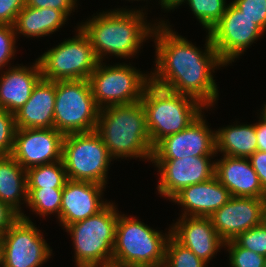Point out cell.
<instances>
[{"mask_svg": "<svg viewBox=\"0 0 266 267\" xmlns=\"http://www.w3.org/2000/svg\"><path fill=\"white\" fill-rule=\"evenodd\" d=\"M33 64L3 71L0 77V109L14 114L31 97L33 88L42 78L38 60Z\"/></svg>", "mask_w": 266, "mask_h": 267, "instance_id": "7402d4cb", "label": "cell"}, {"mask_svg": "<svg viewBox=\"0 0 266 267\" xmlns=\"http://www.w3.org/2000/svg\"><path fill=\"white\" fill-rule=\"evenodd\" d=\"M232 267H264L266 257L240 247L234 240L225 242Z\"/></svg>", "mask_w": 266, "mask_h": 267, "instance_id": "f546056e", "label": "cell"}, {"mask_svg": "<svg viewBox=\"0 0 266 267\" xmlns=\"http://www.w3.org/2000/svg\"><path fill=\"white\" fill-rule=\"evenodd\" d=\"M77 32L76 36L49 49L37 59L42 78L51 81L89 79L99 60L79 25Z\"/></svg>", "mask_w": 266, "mask_h": 267, "instance_id": "9c48e42d", "label": "cell"}, {"mask_svg": "<svg viewBox=\"0 0 266 267\" xmlns=\"http://www.w3.org/2000/svg\"><path fill=\"white\" fill-rule=\"evenodd\" d=\"M16 130L14 114L0 109V155H11Z\"/></svg>", "mask_w": 266, "mask_h": 267, "instance_id": "1f68e13d", "label": "cell"}, {"mask_svg": "<svg viewBox=\"0 0 266 267\" xmlns=\"http://www.w3.org/2000/svg\"><path fill=\"white\" fill-rule=\"evenodd\" d=\"M261 114L260 117L266 122V104H264L263 110H261Z\"/></svg>", "mask_w": 266, "mask_h": 267, "instance_id": "60d3db41", "label": "cell"}, {"mask_svg": "<svg viewBox=\"0 0 266 267\" xmlns=\"http://www.w3.org/2000/svg\"><path fill=\"white\" fill-rule=\"evenodd\" d=\"M262 224L266 227V205H265L264 210H263Z\"/></svg>", "mask_w": 266, "mask_h": 267, "instance_id": "b9f144b4", "label": "cell"}, {"mask_svg": "<svg viewBox=\"0 0 266 267\" xmlns=\"http://www.w3.org/2000/svg\"><path fill=\"white\" fill-rule=\"evenodd\" d=\"M162 22V23H161ZM155 24L156 64L151 82L159 87L189 96L209 108L218 100V87L212 72L225 64L213 47L210 35L201 51L185 37L171 30L165 21ZM157 25V26H156Z\"/></svg>", "mask_w": 266, "mask_h": 267, "instance_id": "6da1fadb", "label": "cell"}, {"mask_svg": "<svg viewBox=\"0 0 266 267\" xmlns=\"http://www.w3.org/2000/svg\"><path fill=\"white\" fill-rule=\"evenodd\" d=\"M232 3L254 24L266 31V0H234Z\"/></svg>", "mask_w": 266, "mask_h": 267, "instance_id": "d6a6232c", "label": "cell"}, {"mask_svg": "<svg viewBox=\"0 0 266 267\" xmlns=\"http://www.w3.org/2000/svg\"><path fill=\"white\" fill-rule=\"evenodd\" d=\"M203 118L201 114L184 130L161 139L153 148L152 159L216 156L215 132Z\"/></svg>", "mask_w": 266, "mask_h": 267, "instance_id": "9a60e30c", "label": "cell"}, {"mask_svg": "<svg viewBox=\"0 0 266 267\" xmlns=\"http://www.w3.org/2000/svg\"><path fill=\"white\" fill-rule=\"evenodd\" d=\"M216 152L249 158L257 151L256 123L223 127L215 131Z\"/></svg>", "mask_w": 266, "mask_h": 267, "instance_id": "d4e9b609", "label": "cell"}, {"mask_svg": "<svg viewBox=\"0 0 266 267\" xmlns=\"http://www.w3.org/2000/svg\"><path fill=\"white\" fill-rule=\"evenodd\" d=\"M96 131L112 159H152L153 146L141 101L100 109Z\"/></svg>", "mask_w": 266, "mask_h": 267, "instance_id": "3957f363", "label": "cell"}, {"mask_svg": "<svg viewBox=\"0 0 266 267\" xmlns=\"http://www.w3.org/2000/svg\"><path fill=\"white\" fill-rule=\"evenodd\" d=\"M159 4L161 7L166 9L167 11L176 9L179 5H181L183 2L185 3V0H159Z\"/></svg>", "mask_w": 266, "mask_h": 267, "instance_id": "ab89813d", "label": "cell"}, {"mask_svg": "<svg viewBox=\"0 0 266 267\" xmlns=\"http://www.w3.org/2000/svg\"><path fill=\"white\" fill-rule=\"evenodd\" d=\"M223 156L215 161V176L230 195L266 199V191L249 158Z\"/></svg>", "mask_w": 266, "mask_h": 267, "instance_id": "d6986e66", "label": "cell"}, {"mask_svg": "<svg viewBox=\"0 0 266 267\" xmlns=\"http://www.w3.org/2000/svg\"><path fill=\"white\" fill-rule=\"evenodd\" d=\"M100 108L89 80L56 81L54 128L65 134L94 131Z\"/></svg>", "mask_w": 266, "mask_h": 267, "instance_id": "ba28073f", "label": "cell"}, {"mask_svg": "<svg viewBox=\"0 0 266 267\" xmlns=\"http://www.w3.org/2000/svg\"><path fill=\"white\" fill-rule=\"evenodd\" d=\"M234 241L240 247L266 257V227L263 224L240 233Z\"/></svg>", "mask_w": 266, "mask_h": 267, "instance_id": "4dcf8cb0", "label": "cell"}, {"mask_svg": "<svg viewBox=\"0 0 266 267\" xmlns=\"http://www.w3.org/2000/svg\"><path fill=\"white\" fill-rule=\"evenodd\" d=\"M67 21V16L52 8H31L25 6L17 15L14 23L16 34L25 37H43L58 31Z\"/></svg>", "mask_w": 266, "mask_h": 267, "instance_id": "603a6c76", "label": "cell"}, {"mask_svg": "<svg viewBox=\"0 0 266 267\" xmlns=\"http://www.w3.org/2000/svg\"><path fill=\"white\" fill-rule=\"evenodd\" d=\"M21 198L27 203L26 170L11 155H0V201L21 216Z\"/></svg>", "mask_w": 266, "mask_h": 267, "instance_id": "cb8c5ba5", "label": "cell"}, {"mask_svg": "<svg viewBox=\"0 0 266 267\" xmlns=\"http://www.w3.org/2000/svg\"><path fill=\"white\" fill-rule=\"evenodd\" d=\"M231 195L216 176L182 188L170 200L184 208L182 216L209 217L228 202Z\"/></svg>", "mask_w": 266, "mask_h": 267, "instance_id": "ffe728a7", "label": "cell"}, {"mask_svg": "<svg viewBox=\"0 0 266 267\" xmlns=\"http://www.w3.org/2000/svg\"><path fill=\"white\" fill-rule=\"evenodd\" d=\"M124 9L103 11L79 26L99 61L103 62L107 53L120 59L133 57L145 39L152 37L155 25L145 22L143 10Z\"/></svg>", "mask_w": 266, "mask_h": 267, "instance_id": "7a4b0ae2", "label": "cell"}, {"mask_svg": "<svg viewBox=\"0 0 266 267\" xmlns=\"http://www.w3.org/2000/svg\"><path fill=\"white\" fill-rule=\"evenodd\" d=\"M63 188H27V205L39 216L57 213L60 217Z\"/></svg>", "mask_w": 266, "mask_h": 267, "instance_id": "4316f807", "label": "cell"}, {"mask_svg": "<svg viewBox=\"0 0 266 267\" xmlns=\"http://www.w3.org/2000/svg\"><path fill=\"white\" fill-rule=\"evenodd\" d=\"M111 161L107 147L96 130L64 135L62 162L69 180L105 186Z\"/></svg>", "mask_w": 266, "mask_h": 267, "instance_id": "52a82bcc", "label": "cell"}, {"mask_svg": "<svg viewBox=\"0 0 266 267\" xmlns=\"http://www.w3.org/2000/svg\"><path fill=\"white\" fill-rule=\"evenodd\" d=\"M24 213L0 236L1 267H40L52 254L43 234Z\"/></svg>", "mask_w": 266, "mask_h": 267, "instance_id": "8fae6325", "label": "cell"}, {"mask_svg": "<svg viewBox=\"0 0 266 267\" xmlns=\"http://www.w3.org/2000/svg\"><path fill=\"white\" fill-rule=\"evenodd\" d=\"M213 156H187L179 159H151L159 170L158 193L171 199L182 188L205 182L215 176ZM212 162V163H211Z\"/></svg>", "mask_w": 266, "mask_h": 267, "instance_id": "4fadbf2b", "label": "cell"}, {"mask_svg": "<svg viewBox=\"0 0 266 267\" xmlns=\"http://www.w3.org/2000/svg\"><path fill=\"white\" fill-rule=\"evenodd\" d=\"M194 16L209 32L221 19L227 8L226 0H185Z\"/></svg>", "mask_w": 266, "mask_h": 267, "instance_id": "83f0119b", "label": "cell"}, {"mask_svg": "<svg viewBox=\"0 0 266 267\" xmlns=\"http://www.w3.org/2000/svg\"><path fill=\"white\" fill-rule=\"evenodd\" d=\"M17 35L13 25H0V70L15 55Z\"/></svg>", "mask_w": 266, "mask_h": 267, "instance_id": "836d02e7", "label": "cell"}, {"mask_svg": "<svg viewBox=\"0 0 266 267\" xmlns=\"http://www.w3.org/2000/svg\"><path fill=\"white\" fill-rule=\"evenodd\" d=\"M256 123L257 150L266 152V122L259 117Z\"/></svg>", "mask_w": 266, "mask_h": 267, "instance_id": "f35d334b", "label": "cell"}, {"mask_svg": "<svg viewBox=\"0 0 266 267\" xmlns=\"http://www.w3.org/2000/svg\"><path fill=\"white\" fill-rule=\"evenodd\" d=\"M56 81L41 78L31 97L14 113L17 128H54Z\"/></svg>", "mask_w": 266, "mask_h": 267, "instance_id": "44dd1931", "label": "cell"}, {"mask_svg": "<svg viewBox=\"0 0 266 267\" xmlns=\"http://www.w3.org/2000/svg\"><path fill=\"white\" fill-rule=\"evenodd\" d=\"M206 264L208 263L178 243L172 236L168 238L163 267H205Z\"/></svg>", "mask_w": 266, "mask_h": 267, "instance_id": "f1b7e54d", "label": "cell"}, {"mask_svg": "<svg viewBox=\"0 0 266 267\" xmlns=\"http://www.w3.org/2000/svg\"><path fill=\"white\" fill-rule=\"evenodd\" d=\"M168 233L163 235L135 217L119 214L112 267H163L171 230Z\"/></svg>", "mask_w": 266, "mask_h": 267, "instance_id": "5b68a950", "label": "cell"}, {"mask_svg": "<svg viewBox=\"0 0 266 267\" xmlns=\"http://www.w3.org/2000/svg\"><path fill=\"white\" fill-rule=\"evenodd\" d=\"M249 160L263 189L266 191V152L257 150L249 157Z\"/></svg>", "mask_w": 266, "mask_h": 267, "instance_id": "74e56055", "label": "cell"}, {"mask_svg": "<svg viewBox=\"0 0 266 267\" xmlns=\"http://www.w3.org/2000/svg\"><path fill=\"white\" fill-rule=\"evenodd\" d=\"M140 101L153 147L164 137L184 130L206 109L199 101L152 82L146 86Z\"/></svg>", "mask_w": 266, "mask_h": 267, "instance_id": "277c9868", "label": "cell"}, {"mask_svg": "<svg viewBox=\"0 0 266 267\" xmlns=\"http://www.w3.org/2000/svg\"><path fill=\"white\" fill-rule=\"evenodd\" d=\"M20 218V215L8 204L0 201V236Z\"/></svg>", "mask_w": 266, "mask_h": 267, "instance_id": "8d00e7d4", "label": "cell"}, {"mask_svg": "<svg viewBox=\"0 0 266 267\" xmlns=\"http://www.w3.org/2000/svg\"><path fill=\"white\" fill-rule=\"evenodd\" d=\"M25 5L26 0H0V25H14Z\"/></svg>", "mask_w": 266, "mask_h": 267, "instance_id": "e575fe53", "label": "cell"}, {"mask_svg": "<svg viewBox=\"0 0 266 267\" xmlns=\"http://www.w3.org/2000/svg\"><path fill=\"white\" fill-rule=\"evenodd\" d=\"M266 199L231 196L209 218L224 242L234 240L240 233L262 224Z\"/></svg>", "mask_w": 266, "mask_h": 267, "instance_id": "2e32d148", "label": "cell"}, {"mask_svg": "<svg viewBox=\"0 0 266 267\" xmlns=\"http://www.w3.org/2000/svg\"><path fill=\"white\" fill-rule=\"evenodd\" d=\"M220 60L234 62L264 31L233 4H227L221 19L208 32Z\"/></svg>", "mask_w": 266, "mask_h": 267, "instance_id": "7c38bea8", "label": "cell"}, {"mask_svg": "<svg viewBox=\"0 0 266 267\" xmlns=\"http://www.w3.org/2000/svg\"><path fill=\"white\" fill-rule=\"evenodd\" d=\"M104 185L89 181L67 180L63 187L60 225H68L97 214L109 202L102 200Z\"/></svg>", "mask_w": 266, "mask_h": 267, "instance_id": "e0dca14e", "label": "cell"}, {"mask_svg": "<svg viewBox=\"0 0 266 267\" xmlns=\"http://www.w3.org/2000/svg\"><path fill=\"white\" fill-rule=\"evenodd\" d=\"M170 230L171 236L178 243L193 251L206 263L225 244L209 217L180 216Z\"/></svg>", "mask_w": 266, "mask_h": 267, "instance_id": "ac0fdd59", "label": "cell"}, {"mask_svg": "<svg viewBox=\"0 0 266 267\" xmlns=\"http://www.w3.org/2000/svg\"><path fill=\"white\" fill-rule=\"evenodd\" d=\"M63 139L55 128H17L11 156L25 170L60 161Z\"/></svg>", "mask_w": 266, "mask_h": 267, "instance_id": "5bb4252c", "label": "cell"}, {"mask_svg": "<svg viewBox=\"0 0 266 267\" xmlns=\"http://www.w3.org/2000/svg\"><path fill=\"white\" fill-rule=\"evenodd\" d=\"M27 188H63L68 180L62 160L26 170Z\"/></svg>", "mask_w": 266, "mask_h": 267, "instance_id": "484cf974", "label": "cell"}, {"mask_svg": "<svg viewBox=\"0 0 266 267\" xmlns=\"http://www.w3.org/2000/svg\"><path fill=\"white\" fill-rule=\"evenodd\" d=\"M103 64L99 61L88 79L95 103L100 109L142 99L146 86L151 82L149 74H143L125 63L114 66Z\"/></svg>", "mask_w": 266, "mask_h": 267, "instance_id": "30bf717a", "label": "cell"}, {"mask_svg": "<svg viewBox=\"0 0 266 267\" xmlns=\"http://www.w3.org/2000/svg\"><path fill=\"white\" fill-rule=\"evenodd\" d=\"M116 209L109 201L97 214L65 228L72 236L76 267H112L115 230L119 217Z\"/></svg>", "mask_w": 266, "mask_h": 267, "instance_id": "8992f818", "label": "cell"}, {"mask_svg": "<svg viewBox=\"0 0 266 267\" xmlns=\"http://www.w3.org/2000/svg\"><path fill=\"white\" fill-rule=\"evenodd\" d=\"M77 0H26V5L31 8H52L62 11L67 17L74 11Z\"/></svg>", "mask_w": 266, "mask_h": 267, "instance_id": "d590c367", "label": "cell"}]
</instances>
